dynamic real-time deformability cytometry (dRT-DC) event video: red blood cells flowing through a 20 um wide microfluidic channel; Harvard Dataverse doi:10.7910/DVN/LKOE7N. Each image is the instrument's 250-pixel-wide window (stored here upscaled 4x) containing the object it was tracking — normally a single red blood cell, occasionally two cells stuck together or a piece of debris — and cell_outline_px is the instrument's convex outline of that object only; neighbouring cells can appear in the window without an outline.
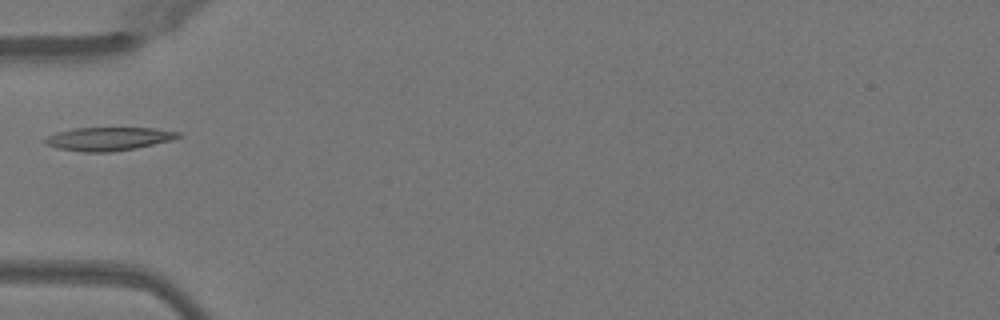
{"species": "Egyptian fruit bat (a non-hibernating species)", "species_latin": "Rousettus aegyptiacus", "temperature_condition": "warm", "stored_images_in_passage": 34, "camera_frame_rate_fps": 3000, "um_per_image_px": 0.085, "animal": {"sex": "female"}, "frame": {"image": 1, "passage_image": 1, "time_ms": 0.0, "image_size_px": [1000, 320], "cell_outline_px": [[180, 136], [172, 140], [136, 148], [112, 152], [84, 152], [56, 148], [44, 144], [40, 140], [56, 132], [72, 128], [152, 128], [180, 132]], "centroid_in_image_um": [9.15, 11.8], "position_along_channel_um": 75.9, "area_um2": 18.26}}
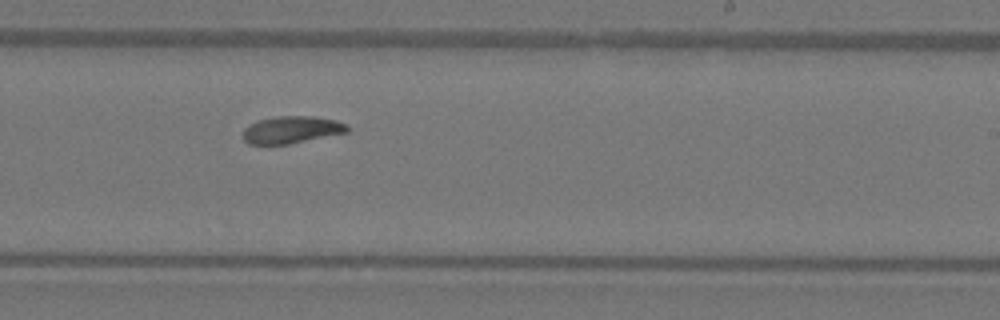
{"frame": {"image": 2, "passage_image": 15, "time_ms": 4.667, "image_size_px": [1000, 320], "cell_outline_px": [[348, 132], [288, 144], [248, 144], [240, 136], [244, 128], [248, 124], [260, 120], [276, 116], [312, 116], [336, 120], [348, 124]], "centroid_in_image_um": [24.75, 11.03], "position_along_channel_um": 264.3, "area_um2": 16.65}}
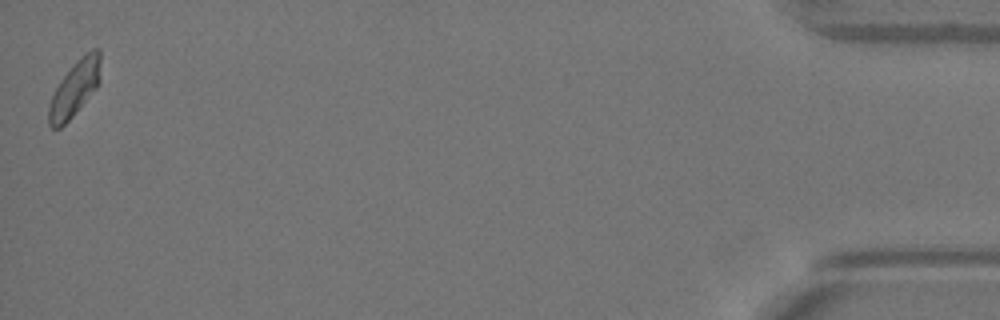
{"frame": {"image": 3, "passage_image": 34, "time_ms": 11.0, "image_size_px": [1000, 320], "cell_outline_px": [[100, 80], [96, 88], [72, 116], [60, 128], [52, 128], [48, 124], [48, 108], [52, 96], [60, 80], [76, 60], [80, 56], [92, 48], [100, 48]], "centroid_in_image_um": [6.35, 7.48], "position_along_channel_um": 428.8, "area_um2": 16.65}}